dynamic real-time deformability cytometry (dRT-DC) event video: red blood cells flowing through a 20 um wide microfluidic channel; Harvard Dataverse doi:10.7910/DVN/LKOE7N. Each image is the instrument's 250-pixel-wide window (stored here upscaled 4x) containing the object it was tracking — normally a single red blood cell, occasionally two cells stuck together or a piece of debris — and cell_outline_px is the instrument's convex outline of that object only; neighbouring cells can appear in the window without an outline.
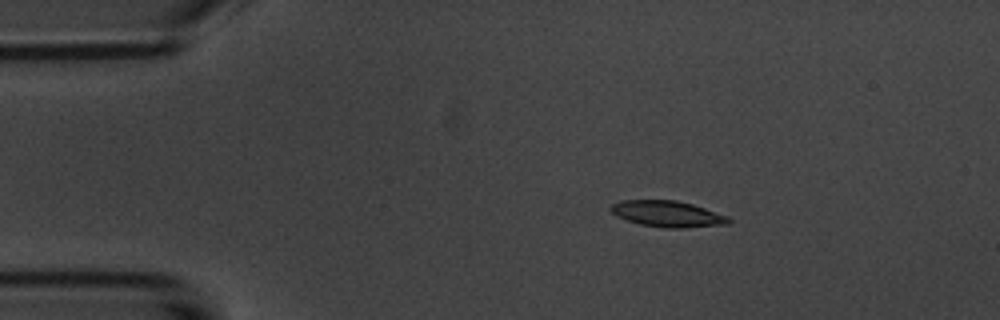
{"species": "common noctule bat (a hibernating species)", "species_latin": "Nyctalus noctula", "temperature_condition": "room temperature", "stored_images_in_passage": 54, "camera_frame_rate_fps": 3000, "um_per_image_px": 0.085, "animal": {"sex": "male", "body_mass_g": 20.1, "forearm_length_mm": 53.5}, "frame": {"image": 1, "passage_image": 9, "time_ms": 2.667, "image_size_px": [1000, 320], "cell_outline_px": [[732, 220], [728, 224], [680, 228], [668, 228], [640, 224], [616, 216], [608, 208], [612, 204], [620, 200], [676, 200], [692, 204], [728, 216]], "centroid_in_image_um": [56.72, 18.17], "position_along_channel_um": 28.3, "area_um2": 17.86}}
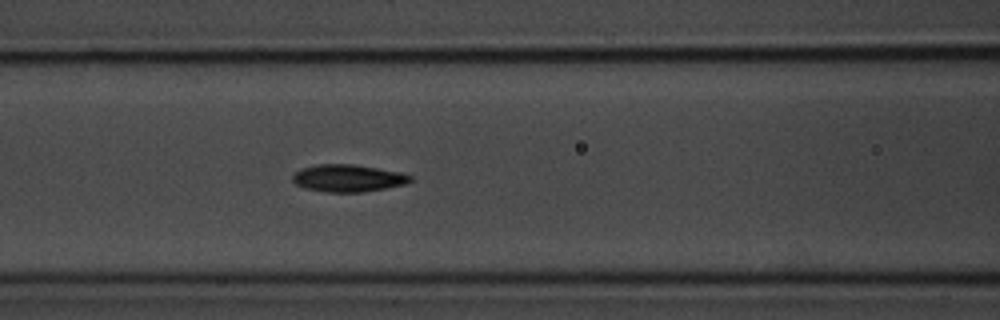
{"frame": {"image": 2, "passage_image": 22, "time_ms": 7.0, "image_size_px": [1000, 320], "cell_outline_px": [[412, 180], [408, 184], [364, 192], [324, 192], [304, 188], [296, 184], [292, 180], [292, 176], [300, 168], [316, 164], [352, 164], [400, 172], [412, 176]], "centroid_in_image_um": [29.57, 15.15], "position_along_channel_um": 137.0, "area_um2": 18.84}}
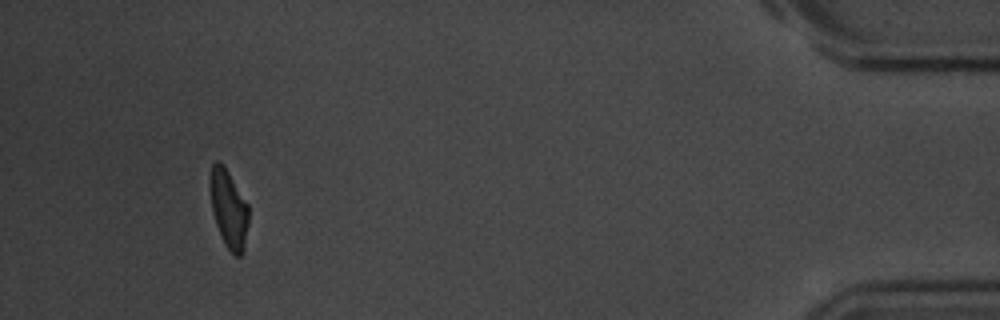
{"frame": {"image": 3, "passage_image": 50, "time_ms": 16.333, "image_size_px": [1000, 320], "cell_outline_px": [[248, 224], [244, 252], [240, 256], [236, 256], [224, 244], [216, 224], [212, 212], [208, 184], [208, 180], [212, 164], [216, 160], [220, 160], [228, 172], [248, 204]], "centroid_in_image_um": [19.41, 17.73], "position_along_channel_um": 415.8, "area_um2": 17.8}, "authors_computed_cell_mechanics": {"area_um2": 18.0914, "velocity_mm_per_s": 3.7326, "shape_relaxation_time_tau1_ms": 2.576, "shape_relaxation_time_tau2_ms": 2.6627, "deformation_change_tau1": 0.1371, "deformation_change_tau2": 0.0832}}